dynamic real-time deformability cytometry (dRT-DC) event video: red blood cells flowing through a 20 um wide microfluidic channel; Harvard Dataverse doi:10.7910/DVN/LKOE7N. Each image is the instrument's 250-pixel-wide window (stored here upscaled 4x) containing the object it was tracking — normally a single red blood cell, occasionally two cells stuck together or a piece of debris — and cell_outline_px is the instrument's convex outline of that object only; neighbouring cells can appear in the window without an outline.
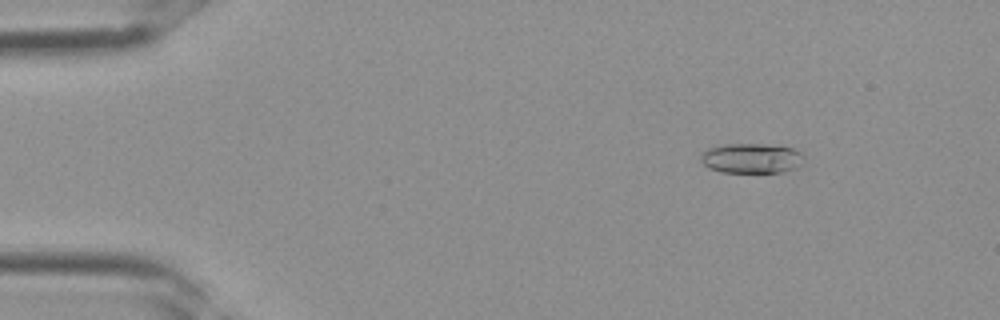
{"species": "Egyptian fruit bat (a non-hibernating species)", "species_latin": "Rousettus aegyptiacus", "temperature_condition": "room temperature", "stored_images_in_passage": 3, "camera_frame_rate_fps": 3000, "um_per_image_px": 0.085, "frame": {"image": 1, "passage_image": 1, "time_ms": 0.0, "image_size_px": [1000, 320], "cell_outline_px": [[804, 156], [796, 168], [784, 172], [720, 172], [708, 168], [700, 160], [700, 156], [708, 148], [728, 144], [764, 144], [792, 148], [804, 152]], "centroid_in_image_um": [63.88, 13.45], "position_along_channel_um": 21.1, "area_um2": 17.98}}
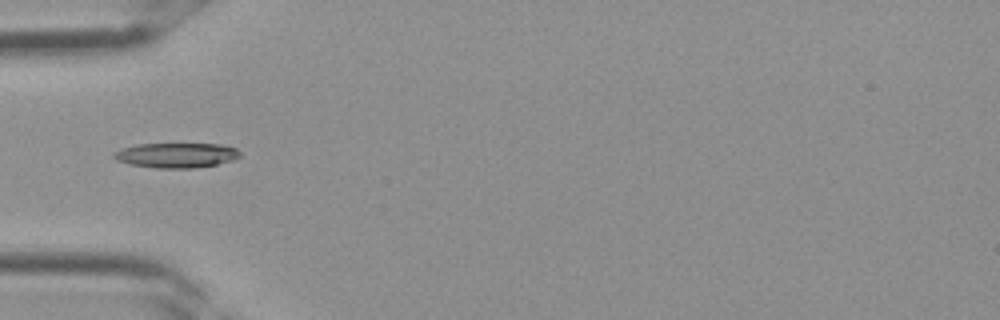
{"frame": {"image": 2, "passage_image": 3, "time_ms": 0.667, "image_size_px": [1000, 320], "cell_outline_px": [[240, 156], [232, 160], [216, 164], [192, 168], [156, 168], [128, 164], [116, 160], [112, 156], [112, 152], [120, 148], [136, 144], [220, 144], [236, 148], [240, 152]], "centroid_in_image_um": [14.92, 13.19], "position_along_channel_um": 70.1, "area_um2": 18.38}}